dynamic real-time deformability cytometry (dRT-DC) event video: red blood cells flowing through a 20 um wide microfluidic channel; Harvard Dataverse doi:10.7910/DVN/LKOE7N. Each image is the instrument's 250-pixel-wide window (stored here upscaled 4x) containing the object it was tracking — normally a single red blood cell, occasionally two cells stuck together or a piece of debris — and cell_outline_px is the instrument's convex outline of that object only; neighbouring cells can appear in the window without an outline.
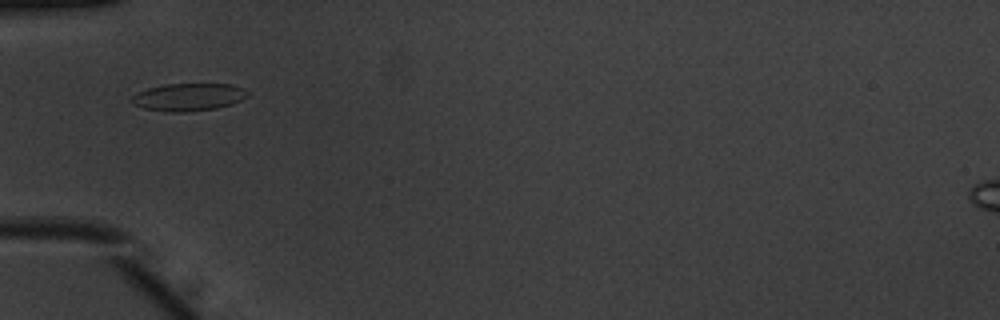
{"species": "common noctule bat (a hibernating species)", "species_latin": "Nyctalus noctula", "temperature_condition": "warm", "stored_images_in_passage": 35, "camera_frame_rate_fps": 3000, "um_per_image_px": 0.085, "animal": {"sex": "male", "body_mass_g": 20.1, "forearm_length_mm": 53.5}, "frame": {"image": 1, "passage_image": 1, "time_ms": 0.0, "image_size_px": [1000, 320], "cell_outline_px": [[248, 96], [232, 104], [216, 108], [188, 112], [168, 112], [144, 108], [136, 104], [132, 100], [132, 96], [136, 92], [148, 88], [164, 84], [232, 84], [244, 88], [248, 92]], "centroid_in_image_um": [16.04, 8.24], "position_along_channel_um": 69.0, "area_um2": 18.61}}
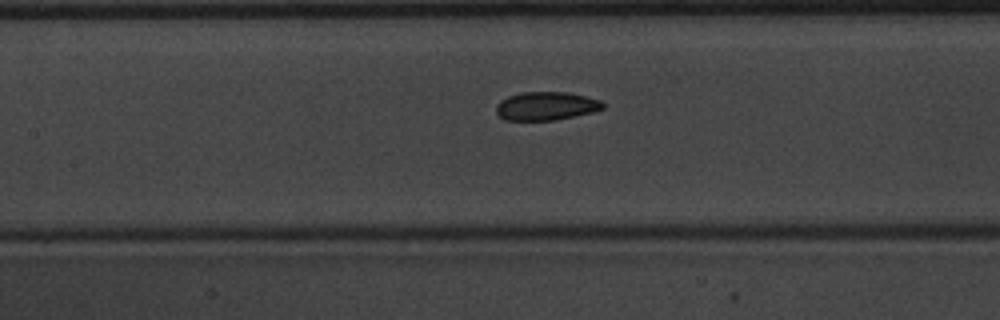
{"frame": {"image": 2, "passage_image": 8, "time_ms": 2.333, "image_size_px": [1000, 320], "cell_outline_px": [[608, 104], [604, 108], [592, 112], [556, 120], [504, 120], [496, 112], [496, 104], [500, 100], [508, 96], [520, 92], [568, 92], [600, 100]], "centroid_in_image_um": [46.42, 9.01], "position_along_channel_um": 161.0, "area_um2": 17.8}}
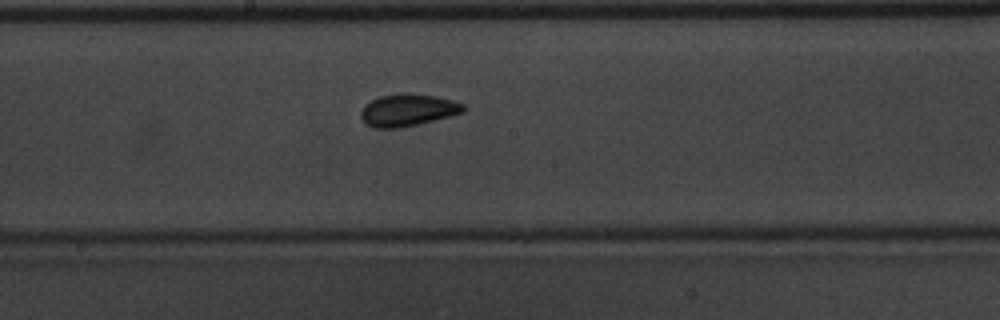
{"frame": {"image": 3, "passage_image": 12, "time_ms": 3.667, "image_size_px": [1000, 320], "cell_outline_px": [[464, 112], [400, 128], [372, 128], [364, 124], [360, 116], [360, 112], [364, 104], [380, 96], [404, 92], [436, 96], [452, 100], [464, 104]], "centroid_in_image_um": [34.6, 9.35], "position_along_channel_um": 213.6, "area_um2": 19.25}, "authors_computed_cell_mechanics": {"area_um2": 17.918, "velocity_mm_per_s": 3.947, "shape_relaxation_time_tau1_ms": 3.5527, "shape_relaxation_time_tau2_ms": 1.3651, "deformation_change_tau1": 0.0955, "deformation_change_tau2": 0.0626}}